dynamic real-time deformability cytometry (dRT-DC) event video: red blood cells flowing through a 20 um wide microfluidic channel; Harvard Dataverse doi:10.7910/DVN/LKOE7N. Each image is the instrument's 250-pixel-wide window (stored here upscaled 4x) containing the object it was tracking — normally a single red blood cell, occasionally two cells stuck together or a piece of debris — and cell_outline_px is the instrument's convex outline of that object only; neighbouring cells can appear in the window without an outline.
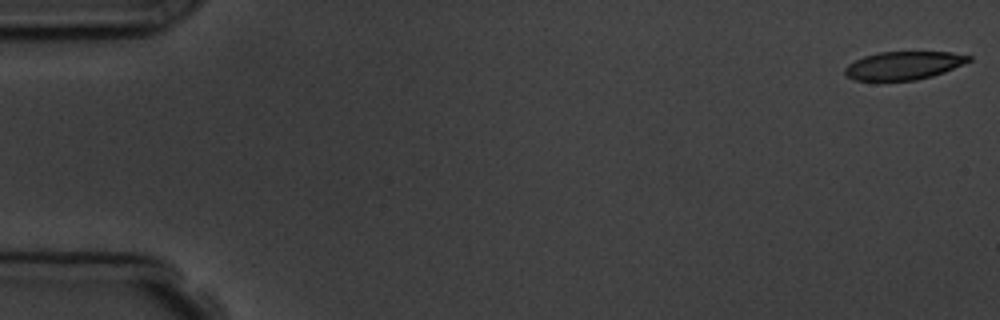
{"species": "common noctule bat (a hibernating species)", "species_latin": "Nyctalus noctula", "temperature_condition": "room temperature", "stored_images_in_passage": 6, "camera_frame_rate_fps": 3000, "um_per_image_px": 0.085, "animal": {"sex": "male", "body_mass_g": 19.5, "forearm_length_mm": 54.6}, "frame": {"image": 1, "passage_image": 1, "time_ms": 0.0, "image_size_px": [1000, 320], "cell_outline_px": [[972, 60], [944, 72], [932, 76], [916, 80], [852, 80], [844, 72], [844, 68], [848, 64], [864, 56], [880, 52], [952, 52], [972, 56]], "centroid_in_image_um": [76.82, 5.56], "position_along_channel_um": 8.2, "area_um2": 20.23}}
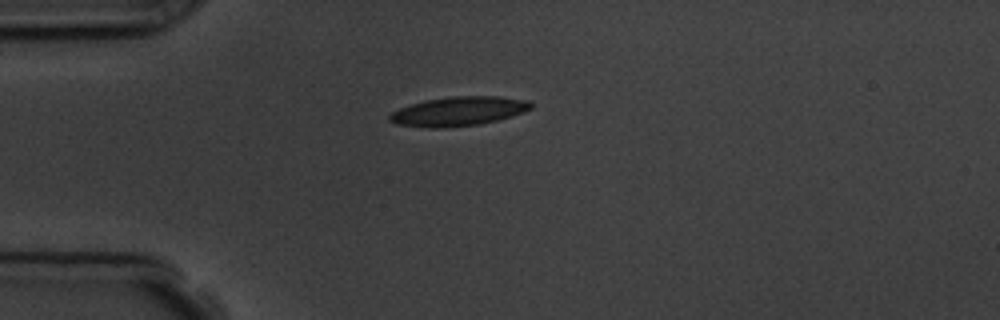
{"frame": {"image": 2, "passage_image": 4, "time_ms": 4.333, "image_size_px": [1000, 320], "cell_outline_px": [[532, 108], [524, 112], [512, 116], [480, 124], [444, 128], [432, 128], [396, 124], [388, 120], [388, 116], [392, 112], [400, 108], [412, 104], [428, 100], [452, 96], [500, 96], [528, 100], [532, 104]], "centroid_in_image_um": [38.99, 9.46], "position_along_channel_um": 46.0, "area_um2": 23.99}}